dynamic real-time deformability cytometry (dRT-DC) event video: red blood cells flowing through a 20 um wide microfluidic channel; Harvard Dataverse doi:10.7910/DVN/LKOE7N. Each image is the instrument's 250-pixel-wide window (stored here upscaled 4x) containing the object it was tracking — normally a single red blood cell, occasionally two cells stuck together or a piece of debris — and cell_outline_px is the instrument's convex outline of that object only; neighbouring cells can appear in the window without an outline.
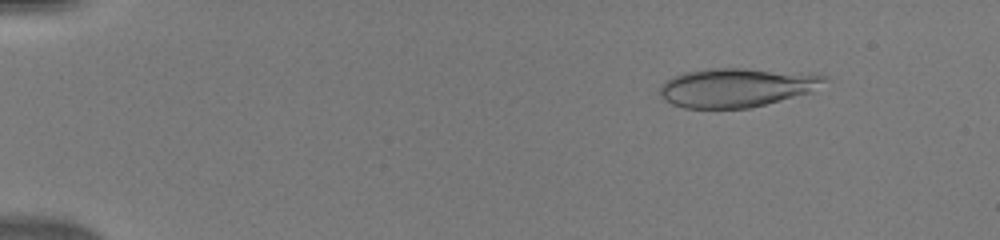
{"species": "human", "species_latin": "Homo sapiens", "temperature_condition": "warm", "stored_images_in_passage": 49, "camera_frame_rate_fps": 3000, "um_per_image_px": 0.085, "donor": {"sex": "male"}, "frame": {"image": 1, "passage_image": 6, "time_ms": 1.667, "image_size_px": [1000, 240], "cell_outline_px": [[828, 80], [812, 92], [748, 108], [684, 108], [672, 104], [664, 100], [660, 96], [660, 84], [672, 76], [684, 72], [708, 68], [744, 68], [812, 72], [828, 76]], "centroid_in_image_um": [62.64, 7.41], "position_along_channel_um": 22.4, "area_um2": 37.92}}
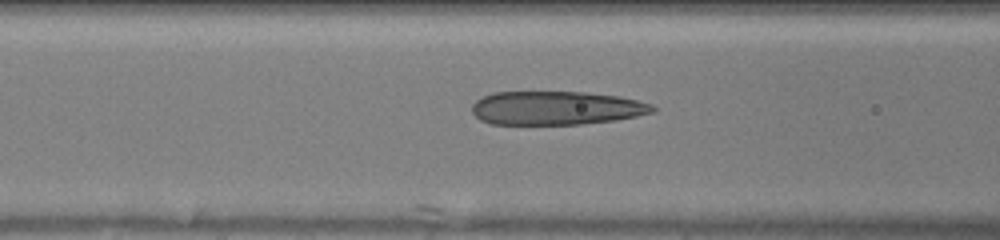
{"frame": {"image": 2, "passage_image": 21, "time_ms": 6.667, "image_size_px": [1000, 240], "cell_outline_px": [[656, 112], [616, 120], [580, 124], [492, 124], [480, 120], [472, 112], [472, 104], [476, 100], [492, 92], [584, 92], [620, 96], [652, 104], [656, 108]], "centroid_in_image_um": [47.29, 9.18], "position_along_channel_um": 119.3, "area_um2": 35.55}}
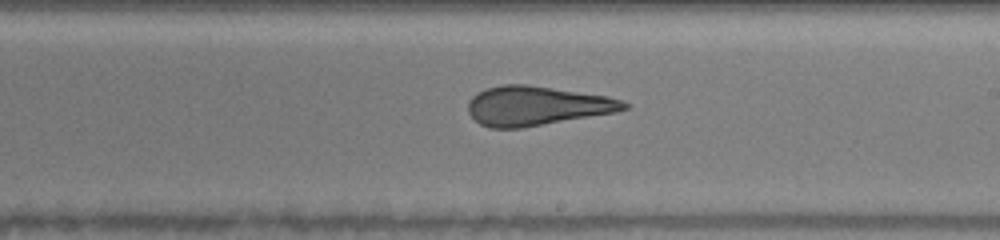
{"frame": {"image": 3, "passage_image": 30, "time_ms": 9.667, "image_size_px": [1000, 240], "cell_outline_px": [[628, 108], [616, 112], [520, 128], [488, 128], [480, 124], [468, 112], [468, 100], [476, 92], [488, 88], [504, 84], [528, 84], [608, 96], [620, 100], [628, 104]], "centroid_in_image_um": [45.58, 8.99], "position_along_channel_um": 243.4, "area_um2": 35.6}}